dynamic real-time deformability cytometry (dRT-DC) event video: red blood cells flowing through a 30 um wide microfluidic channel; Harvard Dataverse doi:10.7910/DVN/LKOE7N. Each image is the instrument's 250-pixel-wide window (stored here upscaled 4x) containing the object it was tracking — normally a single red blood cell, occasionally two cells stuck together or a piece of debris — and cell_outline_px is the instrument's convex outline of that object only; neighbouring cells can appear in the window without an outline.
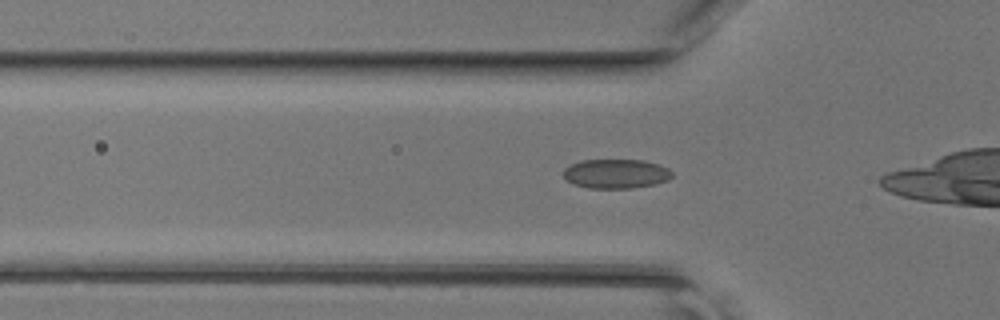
{"species": "common noctule bat (a hibernating species)", "species_latin": "Nyctalus noctula", "temperature_condition": "room temperature", "stored_images_in_passage": 26, "camera_frame_rate_fps": 3000, "um_per_image_px": 0.085, "animal": {"sex": "female", "body_mass_g": 17.0, "forearm_length_mm": 48.0}, "frame": {"image": 1, "passage_image": 4, "time_ms": 1.0, "image_size_px": [1000, 320], "cell_outline_px": [[672, 176], [668, 180], [652, 184], [632, 188], [588, 188], [576, 184], [568, 180], [564, 176], [564, 168], [580, 160], [644, 160], [660, 164], [668, 168], [672, 172]], "centroid_in_image_um": [52.38, 14.75], "position_along_channel_um": 73.4, "area_um2": 18.44}}
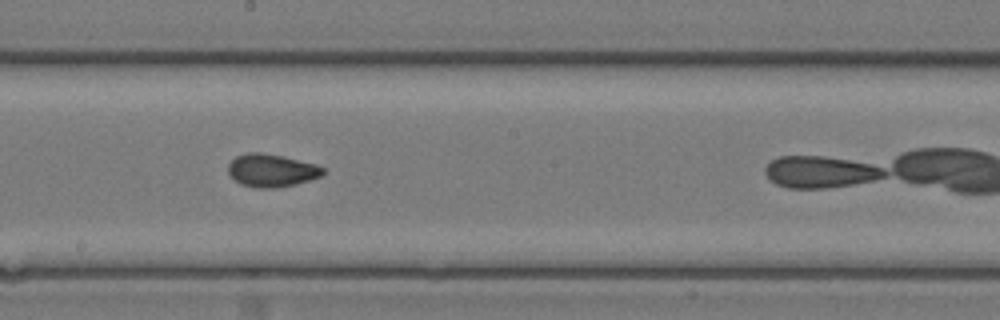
{"frame": {"image": 2, "passage_image": 14, "time_ms": 4.333, "image_size_px": [1000, 320], "cell_outline_px": [[324, 172], [320, 176], [308, 180], [276, 188], [256, 188], [240, 184], [228, 172], [228, 164], [236, 156], [248, 152], [260, 152], [284, 156], [316, 164], [324, 168]], "centroid_in_image_um": [23.06, 14.47], "position_along_channel_um": 225.1, "area_um2": 18.03}}
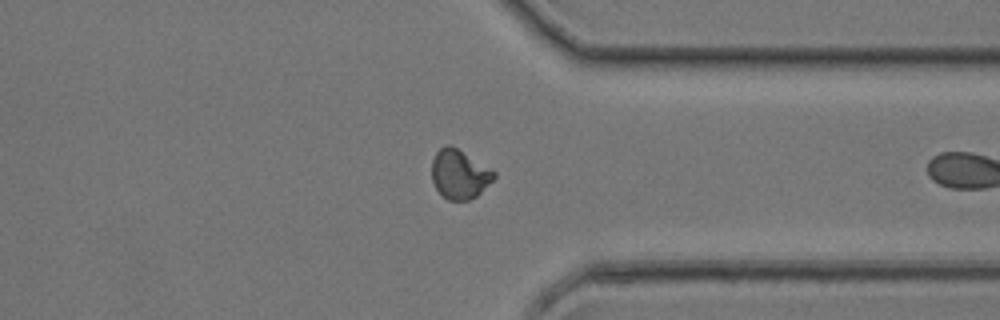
{"frame": {"image": 3, "passage_image": 24, "time_ms": 7.667, "image_size_px": [1000, 320], "cell_outline_px": [[496, 176], [476, 196], [468, 200], [448, 200], [436, 188], [432, 180], [432, 160], [436, 152], [444, 144], [452, 144], [496, 172]], "centroid_in_image_um": [39.03, 14.77], "position_along_channel_um": 372.4, "area_um2": 17.74}}